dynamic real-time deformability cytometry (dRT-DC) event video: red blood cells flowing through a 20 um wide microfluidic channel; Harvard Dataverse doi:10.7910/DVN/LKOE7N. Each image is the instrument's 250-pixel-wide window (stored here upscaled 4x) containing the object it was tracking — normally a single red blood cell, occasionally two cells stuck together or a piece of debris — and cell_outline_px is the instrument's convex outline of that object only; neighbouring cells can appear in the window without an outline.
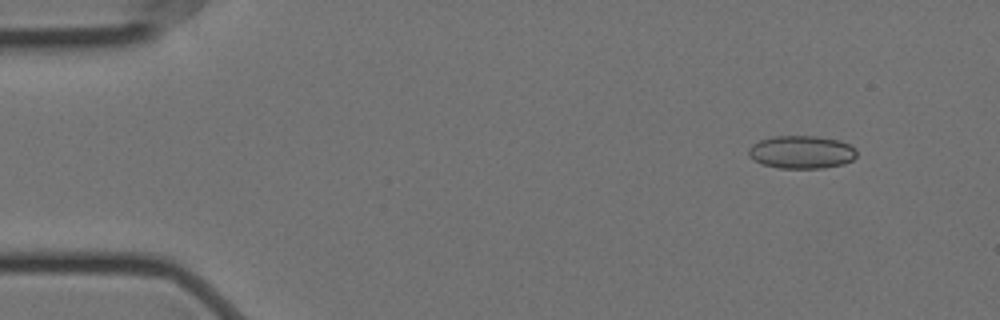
{"species": "Egyptian fruit bat (a non-hibernating species)", "species_latin": "Rousettus aegyptiacus", "temperature_condition": "cold", "stored_images_in_passage": 4, "camera_frame_rate_fps": 3000, "um_per_image_px": 0.085, "animal": {"sex": "female"}, "frame": {"image": 1, "passage_image": 1, "time_ms": 0.0, "image_size_px": [1000, 320], "cell_outline_px": [[856, 156], [852, 160], [844, 164], [824, 168], [780, 168], [764, 164], [748, 156], [748, 148], [752, 144], [760, 140], [772, 136], [816, 136], [840, 140], [856, 148]], "centroid_in_image_um": [68.14, 12.92], "position_along_channel_um": 16.9, "area_um2": 20.81}}
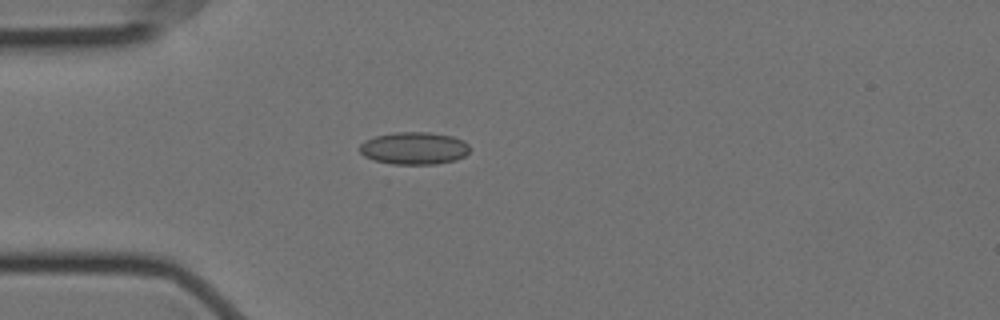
{"frame": {"image": 2, "passage_image": 4, "time_ms": 1.0, "image_size_px": [1000, 320], "cell_outline_px": [[468, 152], [464, 156], [456, 160], [436, 164], [392, 164], [376, 160], [364, 156], [360, 152], [360, 144], [364, 140], [376, 136], [396, 132], [428, 132], [452, 136], [464, 140], [468, 144]], "centroid_in_image_um": [35.2, 12.6], "position_along_channel_um": 49.8, "area_um2": 20.75}}